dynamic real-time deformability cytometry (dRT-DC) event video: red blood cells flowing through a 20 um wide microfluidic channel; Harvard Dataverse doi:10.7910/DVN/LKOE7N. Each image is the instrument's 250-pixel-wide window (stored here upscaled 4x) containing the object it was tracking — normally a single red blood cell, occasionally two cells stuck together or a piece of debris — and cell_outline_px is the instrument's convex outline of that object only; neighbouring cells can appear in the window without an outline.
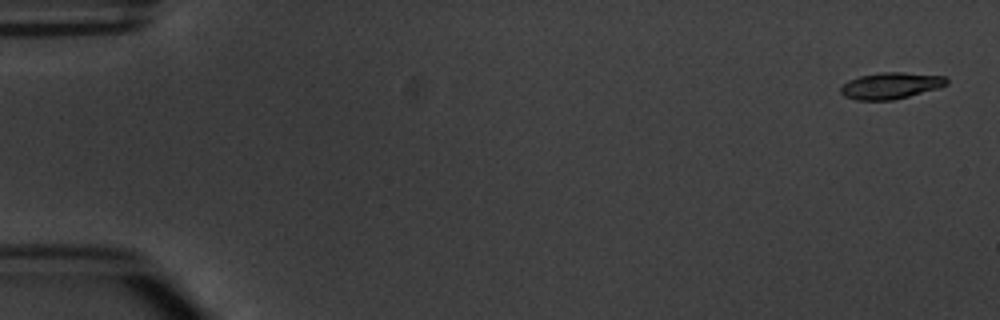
{"species": "common noctule bat (a hibernating species)", "species_latin": "Nyctalus noctula", "temperature_condition": "warm", "stored_images_in_passage": 5, "camera_frame_rate_fps": 3000, "um_per_image_px": 0.085, "animal": {"sex": "male", "body_mass_g": 20.1, "forearm_length_mm": 53.5}, "frame": {"image": 1, "passage_image": 1, "time_ms": 0.0, "image_size_px": [1000, 320], "cell_outline_px": [[948, 84], [940, 88], [892, 100], [856, 100], [844, 96], [840, 92], [840, 88], [848, 80], [860, 76], [880, 72], [904, 72], [944, 76], [948, 80]], "centroid_in_image_um": [75.72, 7.28], "position_along_channel_um": 9.3, "area_um2": 16.36}}
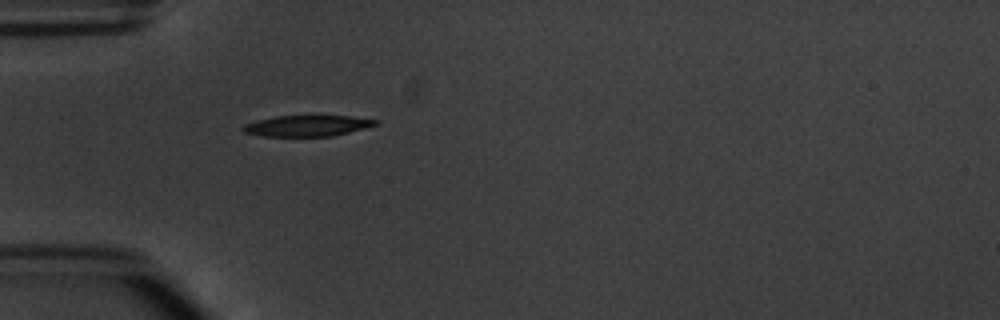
{"frame": {"image": 2, "passage_image": 5, "time_ms": 5.0, "image_size_px": [1000, 320], "cell_outline_px": [[380, 124], [332, 136], [264, 136], [244, 132], [240, 128], [244, 124], [256, 120], [276, 116], [312, 112], [348, 116], [380, 120]], "centroid_in_image_um": [26.13, 10.63], "position_along_channel_um": 58.9, "area_um2": 17.17}}